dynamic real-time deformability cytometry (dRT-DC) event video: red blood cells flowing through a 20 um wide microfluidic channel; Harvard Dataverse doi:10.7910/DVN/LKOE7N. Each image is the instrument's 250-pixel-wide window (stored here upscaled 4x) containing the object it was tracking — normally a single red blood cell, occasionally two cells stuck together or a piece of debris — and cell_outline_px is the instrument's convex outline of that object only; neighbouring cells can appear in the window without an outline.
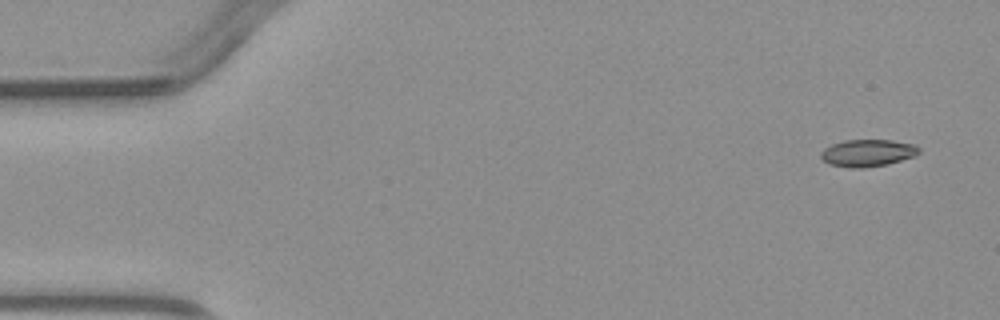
{"species": "common noctule bat (a hibernating species)", "species_latin": "Nyctalus noctula", "temperature_condition": "warm", "stored_images_in_passage": 5, "segment_of_instrument_passage": [1, 2], "camera_frame_rate_fps": 3000, "um_per_image_px": 0.085, "animal": {"sex": "male", "body_mass_g": 23.1, "forearm_length_mm": 52.7}, "frame": {"image": 1, "passage_image": 1, "time_ms": 0.0, "image_size_px": [1000, 320], "cell_outline_px": [[920, 152], [916, 156], [888, 164], [864, 168], [848, 168], [828, 164], [820, 156], [820, 152], [824, 148], [832, 144], [844, 140], [892, 140], [912, 144], [920, 148]], "centroid_in_image_um": [73.74, 13.01], "position_along_channel_um": 11.3, "area_um2": 15.66}}